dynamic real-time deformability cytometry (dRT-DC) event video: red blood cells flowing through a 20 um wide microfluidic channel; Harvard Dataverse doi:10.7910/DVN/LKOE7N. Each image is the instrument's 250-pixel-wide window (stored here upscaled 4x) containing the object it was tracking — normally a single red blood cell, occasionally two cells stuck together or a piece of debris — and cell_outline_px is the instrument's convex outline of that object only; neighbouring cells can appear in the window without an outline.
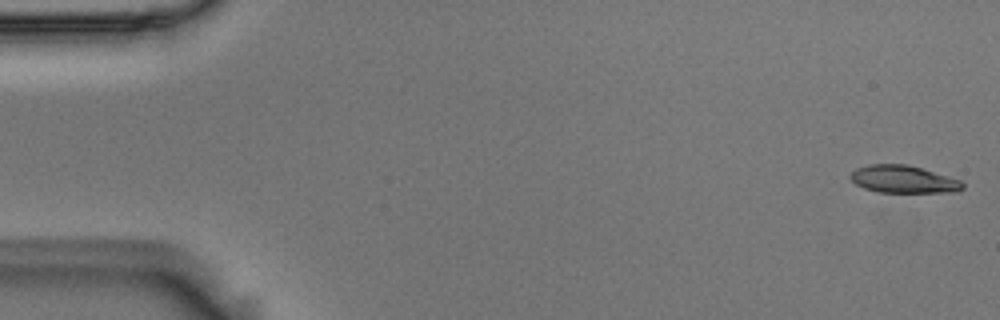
{"species": "Egyptian fruit bat (a non-hibernating species)", "species_latin": "Rousettus aegyptiacus", "temperature_condition": "room temperature", "stored_images_in_passage": 6, "segment_of_instrument_passage": [1, 2], "camera_frame_rate_fps": 3000, "um_per_image_px": 0.085, "animal": {"sex": "male"}, "frame": {"image": 1, "passage_image": 1, "time_ms": 0.0, "image_size_px": [1000, 320], "cell_outline_px": [[964, 188], [956, 192], [880, 192], [864, 188], [856, 184], [848, 176], [856, 168], [868, 164], [908, 164], [960, 180], [964, 184]], "centroid_in_image_um": [76.77, 15.23], "position_along_channel_um": 8.2, "area_um2": 17.92}}